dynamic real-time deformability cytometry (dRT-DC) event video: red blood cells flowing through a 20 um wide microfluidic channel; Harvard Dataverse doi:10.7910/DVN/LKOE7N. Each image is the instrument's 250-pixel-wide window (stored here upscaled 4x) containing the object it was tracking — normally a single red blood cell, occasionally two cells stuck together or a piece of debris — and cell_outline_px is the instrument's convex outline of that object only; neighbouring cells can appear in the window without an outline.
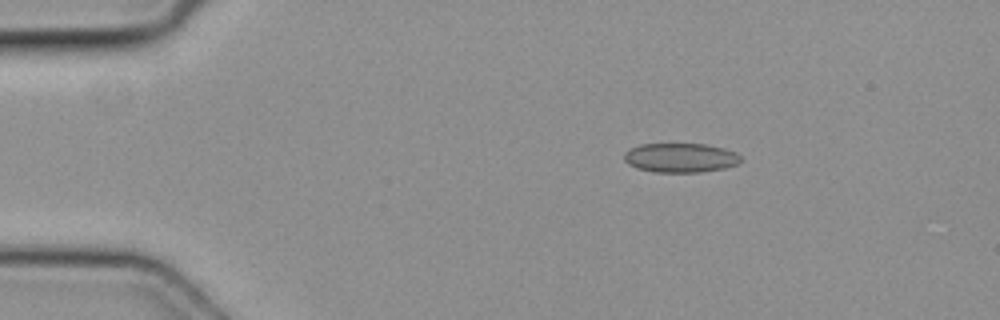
{"species": "common noctule bat (a hibernating species)", "species_latin": "Nyctalus noctula", "temperature_condition": "cold", "stored_images_in_passage": 3, "camera_frame_rate_fps": 3000, "um_per_image_px": 0.085, "animal": {"sex": "female", "body_mass_g": 19.3, "forearm_length_mm": 54.1}, "frame": {"image": 1, "passage_image": 2, "time_ms": 0.333, "image_size_px": [1000, 320], "cell_outline_px": [[740, 160], [736, 164], [724, 168], [700, 172], [652, 172], [636, 168], [628, 164], [624, 160], [624, 152], [628, 148], [640, 144], [704, 144], [724, 148], [736, 152], [740, 156]], "centroid_in_image_um": [57.78, 13.4], "position_along_channel_um": 27.2, "area_um2": 20.0}}